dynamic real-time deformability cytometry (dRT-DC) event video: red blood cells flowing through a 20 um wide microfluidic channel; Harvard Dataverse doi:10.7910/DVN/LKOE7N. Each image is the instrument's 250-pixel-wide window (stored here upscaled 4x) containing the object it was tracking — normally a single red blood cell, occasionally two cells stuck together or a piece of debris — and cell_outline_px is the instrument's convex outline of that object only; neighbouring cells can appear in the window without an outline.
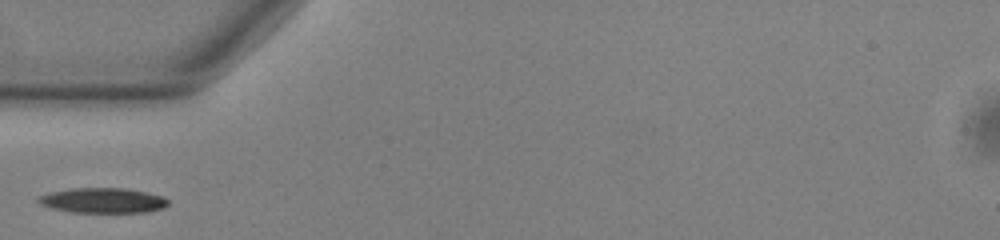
{"species": "common noctule bat (a hibernating species)", "species_latin": "Nyctalus noctula", "temperature_condition": "warm", "stored_images_in_passage": 36, "camera_frame_rate_fps": 3000, "um_per_image_px": 0.085, "animal": {"sex": "male", "body_mass_g": 13.0, "forearm_length_mm": 53.1}, "frame": {"image": 1, "passage_image": 1, "time_ms": 0.0, "image_size_px": [1000, 240], "cell_outline_px": [[168, 204], [164, 208], [148, 212], [72, 212], [52, 208], [40, 204], [36, 200], [40, 196], [52, 192], [72, 188], [124, 188], [148, 192], [164, 196], [168, 200]], "centroid_in_image_um": [8.79, 17.04], "position_along_channel_um": 76.2, "area_um2": 18.96}}
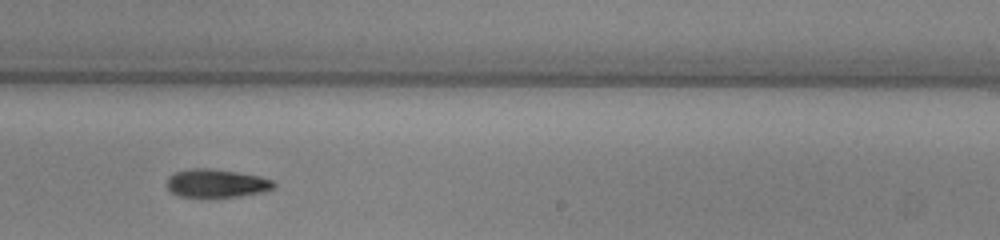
{"frame": {"image": 2, "passage_image": 16, "time_ms": 5.0, "image_size_px": [1000, 240], "cell_outline_px": [[276, 184], [272, 188], [264, 192], [240, 196], [180, 196], [172, 192], [168, 188], [168, 176], [176, 172], [192, 168], [212, 168], [260, 176], [272, 180]], "centroid_in_image_um": [18.42, 15.56], "position_along_channel_um": 270.6, "area_um2": 17.34}}
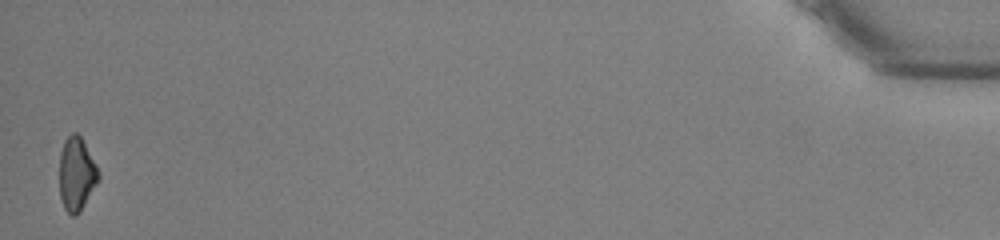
{"frame": {"image": 3, "passage_image": 36, "time_ms": 11.667, "image_size_px": [1000, 240], "cell_outline_px": [[100, 180], [80, 212], [76, 216], [72, 216], [64, 208], [60, 196], [60, 152], [64, 140], [72, 132], [76, 132], [80, 136], [96, 164], [100, 172]], "centroid_in_image_um": [6.52, 14.81], "position_along_channel_um": 428.7, "area_um2": 16.88}}